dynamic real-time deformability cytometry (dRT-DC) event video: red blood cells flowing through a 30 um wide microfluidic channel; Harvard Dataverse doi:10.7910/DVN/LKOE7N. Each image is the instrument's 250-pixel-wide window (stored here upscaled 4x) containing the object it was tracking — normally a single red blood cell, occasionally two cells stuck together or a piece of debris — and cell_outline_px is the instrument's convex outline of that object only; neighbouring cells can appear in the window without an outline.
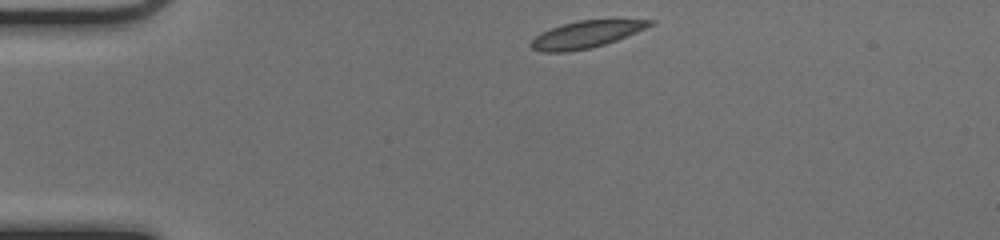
{"species": "common noctule bat (a hibernating species)", "species_latin": "Nyctalus noctula", "temperature_condition": "cold", "stored_images_in_passage": 41, "camera_frame_rate_fps": 3000, "um_per_image_px": 0.085, "animal": {"sex": "female", "body_mass_g": 17.0, "forearm_length_mm": 48.0}, "frame": {"image": 1, "passage_image": 1, "time_ms": 0.0, "image_size_px": [1000, 240], "cell_outline_px": [[656, 20], [652, 24], [636, 32], [616, 40], [592, 48], [568, 52], [540, 52], [532, 48], [528, 44], [540, 32], [564, 24], [580, 20]], "centroid_in_image_um": [49.75, 2.94], "position_along_channel_um": 35.3, "area_um2": 18.44}}
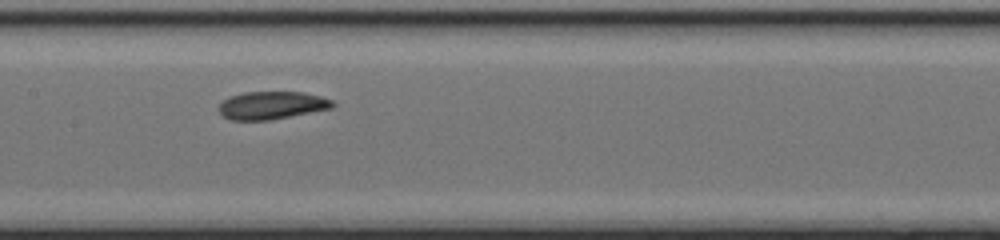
{"frame": {"image": 2, "passage_image": 16, "time_ms": 5.0, "image_size_px": [1000, 240], "cell_outline_px": [[336, 104], [332, 108], [268, 120], [232, 120], [224, 116], [220, 112], [220, 104], [224, 100], [232, 96], [244, 92], [304, 92], [320, 96], [332, 100]], "centroid_in_image_um": [23.13, 8.94], "position_along_channel_um": 184.3, "area_um2": 18.15}}
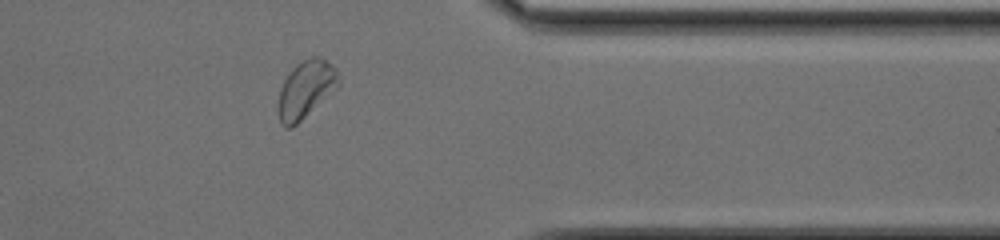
{"frame": {"image": 3, "passage_image": 32, "time_ms": 10.333, "image_size_px": [1000, 240], "cell_outline_px": [[340, 84], [336, 88], [292, 128], [284, 128], [280, 124], [276, 108], [276, 104], [280, 88], [284, 80], [292, 68], [296, 64], [312, 56], [320, 56], [332, 64], [336, 68], [340, 76]], "centroid_in_image_um": [25.96, 7.6], "position_along_channel_um": 385.4, "area_um2": 20.46}, "authors_computed_cell_mechanics": {"area_um2": 19.0162, "velocity_mm_per_s": 3.996, "shape_relaxation_time_tau1_ms": 3.273, "shape_relaxation_time_tau2_ms": 7.3318, "deformation_change_tau1": 0.1081, "deformation_change_tau2": 0.1158}}